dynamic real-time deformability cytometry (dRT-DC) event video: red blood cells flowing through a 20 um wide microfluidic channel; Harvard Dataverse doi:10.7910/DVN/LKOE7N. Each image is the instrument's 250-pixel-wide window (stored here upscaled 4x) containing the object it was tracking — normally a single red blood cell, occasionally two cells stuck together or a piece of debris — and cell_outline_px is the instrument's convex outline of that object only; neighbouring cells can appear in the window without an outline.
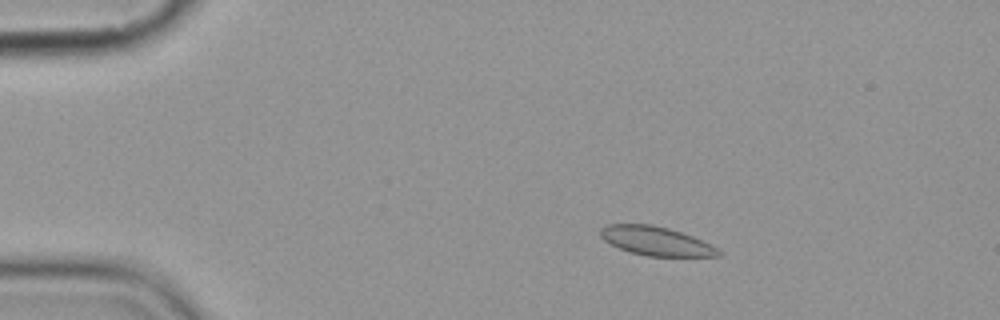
{"species": "common noctule bat (a hibernating species)", "species_latin": "Nyctalus noctula", "temperature_condition": "cold", "stored_images_in_passage": 5, "camera_frame_rate_fps": 3000, "um_per_image_px": 0.085, "animal": {"sex": "female", "body_mass_g": 19.9}, "frame": {"image": 1, "passage_image": 2, "time_ms": 1.333, "image_size_px": [1000, 320], "cell_outline_px": [[724, 252], [720, 256], [648, 256], [632, 252], [620, 248], [604, 240], [600, 236], [600, 228], [608, 224], [652, 224], [668, 228], [692, 236]], "centroid_in_image_um": [55.75, 20.48], "position_along_channel_um": 29.3, "area_um2": 19.59}}